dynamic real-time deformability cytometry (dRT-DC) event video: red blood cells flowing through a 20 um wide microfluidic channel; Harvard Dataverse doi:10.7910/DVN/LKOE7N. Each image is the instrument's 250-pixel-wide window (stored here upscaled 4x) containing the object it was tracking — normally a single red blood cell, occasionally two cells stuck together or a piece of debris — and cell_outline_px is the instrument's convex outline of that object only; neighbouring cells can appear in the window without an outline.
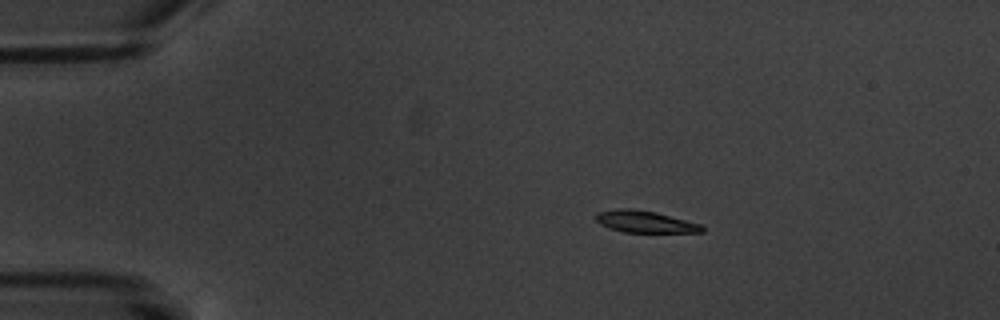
{"species": "common noctule bat (a hibernating species)", "species_latin": "Nyctalus noctula", "temperature_condition": "warm", "stored_images_in_passage": 5, "camera_frame_rate_fps": 3000, "um_per_image_px": 0.085, "animal": {"sex": "male", "body_mass_g": 20.1, "forearm_length_mm": 53.5}, "frame": {"image": 1, "passage_image": 3, "time_ms": 2.333, "image_size_px": [1000, 320], "cell_outline_px": [[704, 232], [624, 232], [608, 228], [600, 224], [596, 220], [596, 212], [620, 208], [632, 208], [656, 212], [700, 224], [704, 228]], "centroid_in_image_um": [54.78, 18.84], "position_along_channel_um": 30.2, "area_um2": 13.47}}